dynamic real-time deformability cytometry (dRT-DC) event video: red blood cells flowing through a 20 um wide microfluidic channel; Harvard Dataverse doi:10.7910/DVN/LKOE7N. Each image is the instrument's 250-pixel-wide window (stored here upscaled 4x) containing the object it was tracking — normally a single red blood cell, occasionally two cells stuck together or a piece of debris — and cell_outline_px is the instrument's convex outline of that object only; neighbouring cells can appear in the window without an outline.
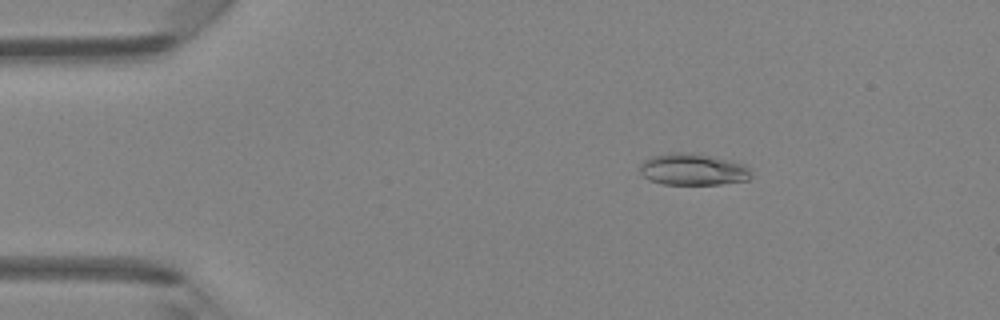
{"species": "Egyptian fruit bat (a non-hibernating species)", "species_latin": "Rousettus aegyptiacus", "temperature_condition": "room temperature", "stored_images_in_passage": 47, "camera_frame_rate_fps": 3000, "um_per_image_px": 0.085, "animal": {"sex": "female"}, "frame": {"image": 1, "passage_image": 8, "time_ms": 2.333, "image_size_px": [1000, 320], "cell_outline_px": [[752, 176], [748, 180], [720, 184], [664, 184], [648, 180], [640, 172], [640, 164], [644, 160], [652, 156], [668, 152], [688, 152], [712, 156], [744, 164], [752, 172]], "centroid_in_image_um": [58.89, 14.4], "position_along_channel_um": 26.1, "area_um2": 20.63}}
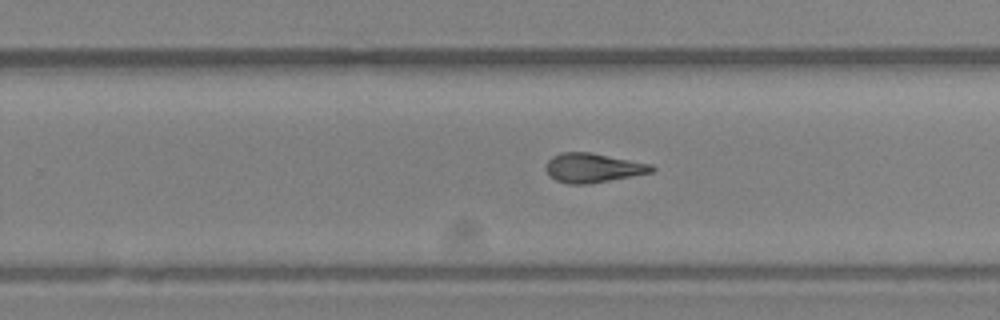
{"frame": {"image": 2, "passage_image": 30, "time_ms": 9.667, "image_size_px": [1000, 320], "cell_outline_px": [[656, 168], [652, 172], [632, 176], [588, 184], [568, 184], [556, 180], [544, 168], [548, 160], [552, 156], [560, 152], [592, 152], [652, 164]], "centroid_in_image_um": [50.41, 14.25], "position_along_channel_um": 279.4, "area_um2": 18.09}}
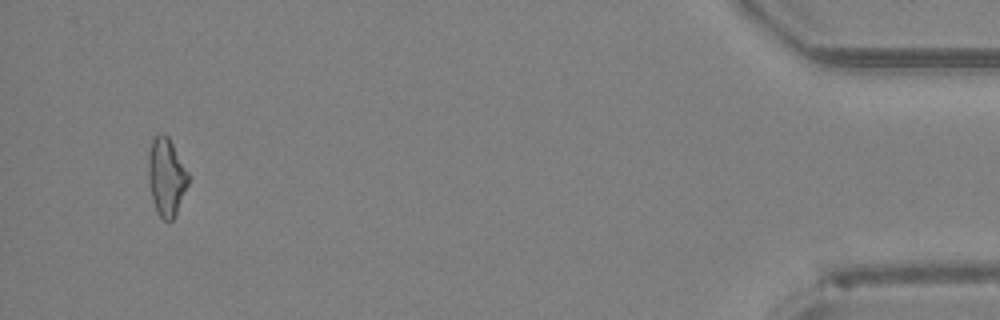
{"frame": {"image": 3, "passage_image": 45, "time_ms": 14.667, "image_size_px": [1000, 320], "cell_outline_px": [[188, 184], [176, 212], [172, 220], [164, 220], [156, 212], [152, 200], [148, 180], [148, 152], [152, 140], [160, 132], [164, 132], [168, 136], [188, 172]], "centroid_in_image_um": [14.11, 15.01], "position_along_channel_um": 421.1, "area_um2": 18.03}, "authors_computed_cell_mechanics": {"area_um2": 18.5538, "velocity_mm_per_s": 4.3669, "shape_relaxation_time_tau1_ms": null, "shape_relaxation_time_tau2_ms": 2.7864, "deformation_change_tau1": null, "deformation_change_tau2": 0.1122}}